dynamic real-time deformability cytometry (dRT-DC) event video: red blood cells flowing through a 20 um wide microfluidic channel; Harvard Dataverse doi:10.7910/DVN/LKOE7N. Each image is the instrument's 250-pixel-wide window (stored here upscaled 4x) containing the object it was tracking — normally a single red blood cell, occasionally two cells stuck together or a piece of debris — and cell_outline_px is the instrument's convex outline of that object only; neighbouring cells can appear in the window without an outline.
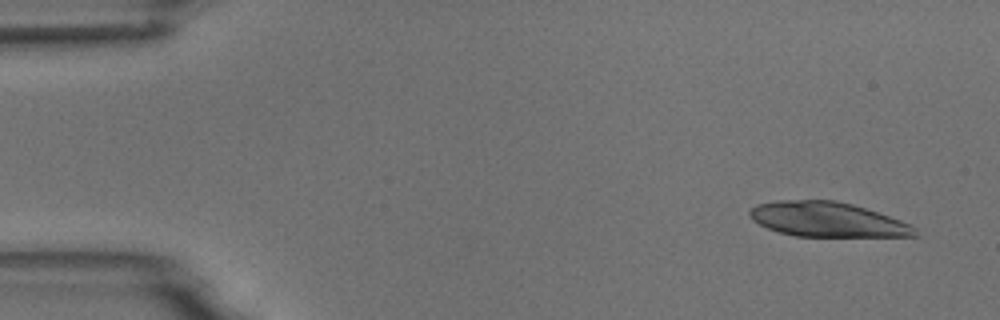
{"species": "common noctule bat (a hibernating species)", "species_latin": "Nyctalus noctula", "temperature_condition": "room temperature", "stored_images_in_passage": 9, "camera_frame_rate_fps": 3000, "um_per_image_px": 0.085, "animal": {"sex": "male", "body_mass_g": 18.8}, "frame": {"image": 1, "passage_image": 1, "time_ms": 0.0, "image_size_px": [1000, 320], "cell_outline_px": [[920, 236], [796, 236], [780, 232], [768, 228], [752, 220], [748, 212], [756, 204], [780, 200], [836, 200], [852, 204], [912, 224], [916, 228]], "centroid_in_image_um": [70.33, 18.65], "position_along_channel_um": 14.7, "area_um2": 33.23}}
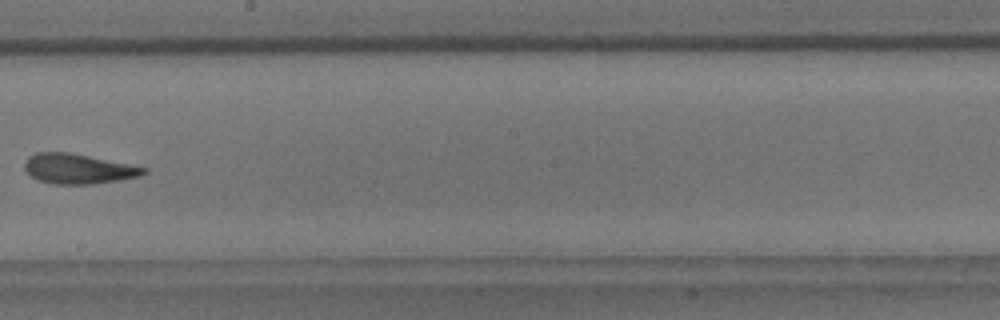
{"frame": {"image": 2, "passage_image": 9, "time_ms": 9.333, "image_size_px": [1000, 320], "cell_outline_px": [[148, 172], [140, 176], [92, 184], [56, 184], [40, 180], [32, 176], [24, 168], [24, 164], [28, 156], [36, 152], [68, 152], [148, 168]], "centroid_in_image_um": [6.64, 14.34], "position_along_channel_um": 241.6, "area_um2": 20.46}}